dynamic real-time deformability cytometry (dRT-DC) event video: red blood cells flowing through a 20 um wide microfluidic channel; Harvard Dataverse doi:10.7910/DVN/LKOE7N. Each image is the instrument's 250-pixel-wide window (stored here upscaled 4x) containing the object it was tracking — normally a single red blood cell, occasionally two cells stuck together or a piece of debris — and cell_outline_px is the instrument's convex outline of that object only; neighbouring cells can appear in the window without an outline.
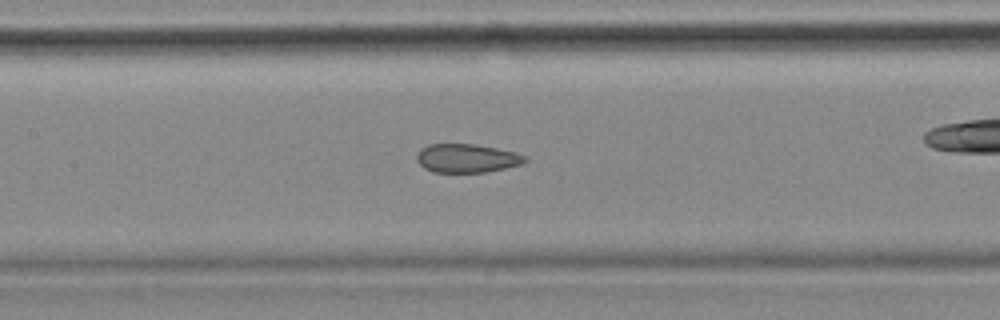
{"species": "common noctule bat (a hibernating species)", "species_latin": "Nyctalus noctula", "temperature_condition": "cold", "stored_images_in_passage": 56, "camera_frame_rate_fps": 3000, "um_per_image_px": 0.085, "animal": {"sex": "female", "body_mass_g": 18.4}, "frame": {"image": 1, "passage_image": 25, "time_ms": 8.0, "image_size_px": [1000, 320], "cell_outline_px": [[528, 160], [520, 164], [504, 168], [484, 172], [432, 172], [424, 168], [416, 160], [416, 156], [420, 148], [428, 144], [472, 144], [496, 148], [516, 152], [524, 156]], "centroid_in_image_um": [39.63, 13.45], "position_along_channel_um": 167.8, "area_um2": 17.98}, "authors_computed_cell_mechanics": {"area_um2": 19.652, "velocity_mm_per_s": 3.5424, "shape_relaxation_time_tau1_ms": null, "shape_relaxation_time_tau2_ms": 2.1941, "deformation_change_tau1": null, "deformation_change_tau2": 0.085}}